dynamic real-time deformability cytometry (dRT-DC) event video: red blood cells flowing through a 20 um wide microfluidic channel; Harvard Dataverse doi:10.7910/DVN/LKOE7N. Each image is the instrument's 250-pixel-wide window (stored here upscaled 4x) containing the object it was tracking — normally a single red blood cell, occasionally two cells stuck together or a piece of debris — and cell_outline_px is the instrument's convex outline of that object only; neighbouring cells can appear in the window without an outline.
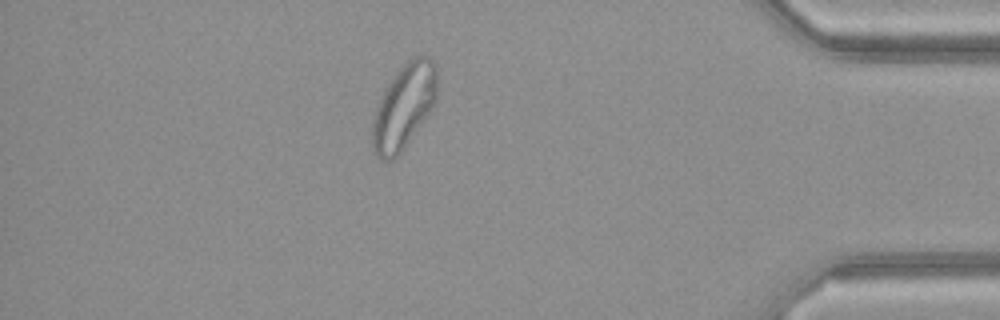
{"species": "common noctule bat (a hibernating species)", "species_latin": "Nyctalus noctula", "temperature_condition": "warm", "stored_images_in_passage": 43, "camera_frame_rate_fps": 3000, "um_per_image_px": 0.085, "animal": {"sex": "female", "body_mass_g": 21.9}, "frame": {"image": 1, "passage_image": 37, "time_ms": 12.0, "image_size_px": [1000, 320], "cell_outline_px": [[436, 100], [420, 124], [400, 152], [392, 160], [380, 160], [372, 152], [372, 116], [392, 76], [412, 56], [428, 56], [436, 64]], "centroid_in_image_um": [34.3, 9.05], "position_along_channel_um": 400.9, "area_um2": 31.44}, "authors_computed_cell_mechanics": {"area_um2": 28.7266, "velocity_mm_per_s": 4.1585, "shape_relaxation_time_tau1_ms": null, "shape_relaxation_time_tau2_ms": 1.0563, "deformation_change_tau1": null, "deformation_change_tau2": 0.0798}}